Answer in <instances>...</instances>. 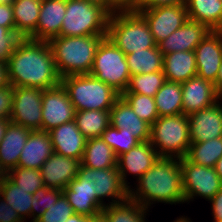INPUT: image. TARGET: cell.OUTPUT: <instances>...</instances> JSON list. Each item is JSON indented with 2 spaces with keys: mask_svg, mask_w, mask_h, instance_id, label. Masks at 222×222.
I'll return each instance as SVG.
<instances>
[{
  "mask_svg": "<svg viewBox=\"0 0 222 222\" xmlns=\"http://www.w3.org/2000/svg\"><path fill=\"white\" fill-rule=\"evenodd\" d=\"M8 82L13 87L43 90L61 84L49 43L22 38L7 63Z\"/></svg>",
  "mask_w": 222,
  "mask_h": 222,
  "instance_id": "cell-1",
  "label": "cell"
},
{
  "mask_svg": "<svg viewBox=\"0 0 222 222\" xmlns=\"http://www.w3.org/2000/svg\"><path fill=\"white\" fill-rule=\"evenodd\" d=\"M134 185L129 199L151 210L155 204H185L180 159L159 157ZM154 204V205H153Z\"/></svg>",
  "mask_w": 222,
  "mask_h": 222,
  "instance_id": "cell-2",
  "label": "cell"
},
{
  "mask_svg": "<svg viewBox=\"0 0 222 222\" xmlns=\"http://www.w3.org/2000/svg\"><path fill=\"white\" fill-rule=\"evenodd\" d=\"M106 36H57L49 40L60 77L89 74L97 49Z\"/></svg>",
  "mask_w": 222,
  "mask_h": 222,
  "instance_id": "cell-3",
  "label": "cell"
},
{
  "mask_svg": "<svg viewBox=\"0 0 222 222\" xmlns=\"http://www.w3.org/2000/svg\"><path fill=\"white\" fill-rule=\"evenodd\" d=\"M107 37L125 55L154 48L148 23L138 11H118L109 16Z\"/></svg>",
  "mask_w": 222,
  "mask_h": 222,
  "instance_id": "cell-4",
  "label": "cell"
},
{
  "mask_svg": "<svg viewBox=\"0 0 222 222\" xmlns=\"http://www.w3.org/2000/svg\"><path fill=\"white\" fill-rule=\"evenodd\" d=\"M61 84L76 111L110 110L121 97L113 87L90 74L61 78Z\"/></svg>",
  "mask_w": 222,
  "mask_h": 222,
  "instance_id": "cell-5",
  "label": "cell"
},
{
  "mask_svg": "<svg viewBox=\"0 0 222 222\" xmlns=\"http://www.w3.org/2000/svg\"><path fill=\"white\" fill-rule=\"evenodd\" d=\"M159 157L182 159L191 144L185 114L158 117L151 125L150 140Z\"/></svg>",
  "mask_w": 222,
  "mask_h": 222,
  "instance_id": "cell-6",
  "label": "cell"
},
{
  "mask_svg": "<svg viewBox=\"0 0 222 222\" xmlns=\"http://www.w3.org/2000/svg\"><path fill=\"white\" fill-rule=\"evenodd\" d=\"M110 14L87 0H66L60 36L107 35Z\"/></svg>",
  "mask_w": 222,
  "mask_h": 222,
  "instance_id": "cell-7",
  "label": "cell"
},
{
  "mask_svg": "<svg viewBox=\"0 0 222 222\" xmlns=\"http://www.w3.org/2000/svg\"><path fill=\"white\" fill-rule=\"evenodd\" d=\"M89 74L113 87L120 94L125 92L131 77L126 55L107 36L97 49Z\"/></svg>",
  "mask_w": 222,
  "mask_h": 222,
  "instance_id": "cell-8",
  "label": "cell"
},
{
  "mask_svg": "<svg viewBox=\"0 0 222 222\" xmlns=\"http://www.w3.org/2000/svg\"><path fill=\"white\" fill-rule=\"evenodd\" d=\"M185 203L203 198L209 201L221 188L222 181L215 167H206L190 162L186 157L180 159Z\"/></svg>",
  "mask_w": 222,
  "mask_h": 222,
  "instance_id": "cell-9",
  "label": "cell"
},
{
  "mask_svg": "<svg viewBox=\"0 0 222 222\" xmlns=\"http://www.w3.org/2000/svg\"><path fill=\"white\" fill-rule=\"evenodd\" d=\"M77 175L83 179L84 184L96 191L97 199L104 206L121 203L129 198V189L123 184L117 167L91 169L80 165Z\"/></svg>",
  "mask_w": 222,
  "mask_h": 222,
  "instance_id": "cell-10",
  "label": "cell"
},
{
  "mask_svg": "<svg viewBox=\"0 0 222 222\" xmlns=\"http://www.w3.org/2000/svg\"><path fill=\"white\" fill-rule=\"evenodd\" d=\"M43 89L13 87L10 121L31 131L41 130Z\"/></svg>",
  "mask_w": 222,
  "mask_h": 222,
  "instance_id": "cell-11",
  "label": "cell"
},
{
  "mask_svg": "<svg viewBox=\"0 0 222 222\" xmlns=\"http://www.w3.org/2000/svg\"><path fill=\"white\" fill-rule=\"evenodd\" d=\"M137 11L148 23L156 45L164 41L188 20L185 4L139 8Z\"/></svg>",
  "mask_w": 222,
  "mask_h": 222,
  "instance_id": "cell-12",
  "label": "cell"
},
{
  "mask_svg": "<svg viewBox=\"0 0 222 222\" xmlns=\"http://www.w3.org/2000/svg\"><path fill=\"white\" fill-rule=\"evenodd\" d=\"M75 113V107L62 84L43 90L42 131L49 132L63 123L73 121Z\"/></svg>",
  "mask_w": 222,
  "mask_h": 222,
  "instance_id": "cell-13",
  "label": "cell"
},
{
  "mask_svg": "<svg viewBox=\"0 0 222 222\" xmlns=\"http://www.w3.org/2000/svg\"><path fill=\"white\" fill-rule=\"evenodd\" d=\"M159 159L150 141L139 142L128 152L117 157V168L123 184L129 189L132 185L130 175L137 181ZM129 173V174H128Z\"/></svg>",
  "mask_w": 222,
  "mask_h": 222,
  "instance_id": "cell-14",
  "label": "cell"
},
{
  "mask_svg": "<svg viewBox=\"0 0 222 222\" xmlns=\"http://www.w3.org/2000/svg\"><path fill=\"white\" fill-rule=\"evenodd\" d=\"M191 143L222 137V100L188 115Z\"/></svg>",
  "mask_w": 222,
  "mask_h": 222,
  "instance_id": "cell-15",
  "label": "cell"
},
{
  "mask_svg": "<svg viewBox=\"0 0 222 222\" xmlns=\"http://www.w3.org/2000/svg\"><path fill=\"white\" fill-rule=\"evenodd\" d=\"M194 52L197 75L214 84L222 64V31H211Z\"/></svg>",
  "mask_w": 222,
  "mask_h": 222,
  "instance_id": "cell-16",
  "label": "cell"
},
{
  "mask_svg": "<svg viewBox=\"0 0 222 222\" xmlns=\"http://www.w3.org/2000/svg\"><path fill=\"white\" fill-rule=\"evenodd\" d=\"M211 31L206 24L188 19L157 46L163 55L173 52L194 51Z\"/></svg>",
  "mask_w": 222,
  "mask_h": 222,
  "instance_id": "cell-17",
  "label": "cell"
},
{
  "mask_svg": "<svg viewBox=\"0 0 222 222\" xmlns=\"http://www.w3.org/2000/svg\"><path fill=\"white\" fill-rule=\"evenodd\" d=\"M183 114L189 115L207 108L220 99L212 82L198 75L181 83Z\"/></svg>",
  "mask_w": 222,
  "mask_h": 222,
  "instance_id": "cell-18",
  "label": "cell"
},
{
  "mask_svg": "<svg viewBox=\"0 0 222 222\" xmlns=\"http://www.w3.org/2000/svg\"><path fill=\"white\" fill-rule=\"evenodd\" d=\"M81 161L53 152L40 168L44 186L64 190L79 171Z\"/></svg>",
  "mask_w": 222,
  "mask_h": 222,
  "instance_id": "cell-19",
  "label": "cell"
},
{
  "mask_svg": "<svg viewBox=\"0 0 222 222\" xmlns=\"http://www.w3.org/2000/svg\"><path fill=\"white\" fill-rule=\"evenodd\" d=\"M66 0H42L36 30L28 37L36 41H49L60 36Z\"/></svg>",
  "mask_w": 222,
  "mask_h": 222,
  "instance_id": "cell-20",
  "label": "cell"
},
{
  "mask_svg": "<svg viewBox=\"0 0 222 222\" xmlns=\"http://www.w3.org/2000/svg\"><path fill=\"white\" fill-rule=\"evenodd\" d=\"M49 134L54 153L82 160L87 138L81 134L74 120L53 128Z\"/></svg>",
  "mask_w": 222,
  "mask_h": 222,
  "instance_id": "cell-21",
  "label": "cell"
},
{
  "mask_svg": "<svg viewBox=\"0 0 222 222\" xmlns=\"http://www.w3.org/2000/svg\"><path fill=\"white\" fill-rule=\"evenodd\" d=\"M75 214L97 216L105 207L96 197V191L83 183L78 175L63 190Z\"/></svg>",
  "mask_w": 222,
  "mask_h": 222,
  "instance_id": "cell-22",
  "label": "cell"
},
{
  "mask_svg": "<svg viewBox=\"0 0 222 222\" xmlns=\"http://www.w3.org/2000/svg\"><path fill=\"white\" fill-rule=\"evenodd\" d=\"M110 125L118 129H127L139 142L150 140L151 125L140 119L122 97L110 109Z\"/></svg>",
  "mask_w": 222,
  "mask_h": 222,
  "instance_id": "cell-23",
  "label": "cell"
},
{
  "mask_svg": "<svg viewBox=\"0 0 222 222\" xmlns=\"http://www.w3.org/2000/svg\"><path fill=\"white\" fill-rule=\"evenodd\" d=\"M52 139L49 132L30 131L27 142L18 160V166L40 170L44 162L53 154Z\"/></svg>",
  "mask_w": 222,
  "mask_h": 222,
  "instance_id": "cell-24",
  "label": "cell"
},
{
  "mask_svg": "<svg viewBox=\"0 0 222 222\" xmlns=\"http://www.w3.org/2000/svg\"><path fill=\"white\" fill-rule=\"evenodd\" d=\"M30 131L22 125L11 121L0 143V164L9 172L18 166L22 149L27 142Z\"/></svg>",
  "mask_w": 222,
  "mask_h": 222,
  "instance_id": "cell-25",
  "label": "cell"
},
{
  "mask_svg": "<svg viewBox=\"0 0 222 222\" xmlns=\"http://www.w3.org/2000/svg\"><path fill=\"white\" fill-rule=\"evenodd\" d=\"M163 72L166 80L184 83L197 75L194 51L173 52L164 55Z\"/></svg>",
  "mask_w": 222,
  "mask_h": 222,
  "instance_id": "cell-26",
  "label": "cell"
},
{
  "mask_svg": "<svg viewBox=\"0 0 222 222\" xmlns=\"http://www.w3.org/2000/svg\"><path fill=\"white\" fill-rule=\"evenodd\" d=\"M185 5L188 19L222 31V0H187Z\"/></svg>",
  "mask_w": 222,
  "mask_h": 222,
  "instance_id": "cell-27",
  "label": "cell"
},
{
  "mask_svg": "<svg viewBox=\"0 0 222 222\" xmlns=\"http://www.w3.org/2000/svg\"><path fill=\"white\" fill-rule=\"evenodd\" d=\"M42 0H14L13 14L15 32L28 38L37 27Z\"/></svg>",
  "mask_w": 222,
  "mask_h": 222,
  "instance_id": "cell-28",
  "label": "cell"
},
{
  "mask_svg": "<svg viewBox=\"0 0 222 222\" xmlns=\"http://www.w3.org/2000/svg\"><path fill=\"white\" fill-rule=\"evenodd\" d=\"M81 165L91 169L117 167V157L102 138L87 139Z\"/></svg>",
  "mask_w": 222,
  "mask_h": 222,
  "instance_id": "cell-29",
  "label": "cell"
},
{
  "mask_svg": "<svg viewBox=\"0 0 222 222\" xmlns=\"http://www.w3.org/2000/svg\"><path fill=\"white\" fill-rule=\"evenodd\" d=\"M74 121L87 139L101 138L102 133L110 125V110L76 111Z\"/></svg>",
  "mask_w": 222,
  "mask_h": 222,
  "instance_id": "cell-30",
  "label": "cell"
},
{
  "mask_svg": "<svg viewBox=\"0 0 222 222\" xmlns=\"http://www.w3.org/2000/svg\"><path fill=\"white\" fill-rule=\"evenodd\" d=\"M154 99L159 117L183 114L181 83L166 80Z\"/></svg>",
  "mask_w": 222,
  "mask_h": 222,
  "instance_id": "cell-31",
  "label": "cell"
},
{
  "mask_svg": "<svg viewBox=\"0 0 222 222\" xmlns=\"http://www.w3.org/2000/svg\"><path fill=\"white\" fill-rule=\"evenodd\" d=\"M149 211L128 198L121 203L106 205L101 213L107 222H148Z\"/></svg>",
  "mask_w": 222,
  "mask_h": 222,
  "instance_id": "cell-32",
  "label": "cell"
},
{
  "mask_svg": "<svg viewBox=\"0 0 222 222\" xmlns=\"http://www.w3.org/2000/svg\"><path fill=\"white\" fill-rule=\"evenodd\" d=\"M129 72L132 75L163 71L164 55L156 45L154 48L140 50L126 55Z\"/></svg>",
  "mask_w": 222,
  "mask_h": 222,
  "instance_id": "cell-33",
  "label": "cell"
},
{
  "mask_svg": "<svg viewBox=\"0 0 222 222\" xmlns=\"http://www.w3.org/2000/svg\"><path fill=\"white\" fill-rule=\"evenodd\" d=\"M222 157V137L191 143L186 158L197 165L215 167Z\"/></svg>",
  "mask_w": 222,
  "mask_h": 222,
  "instance_id": "cell-34",
  "label": "cell"
},
{
  "mask_svg": "<svg viewBox=\"0 0 222 222\" xmlns=\"http://www.w3.org/2000/svg\"><path fill=\"white\" fill-rule=\"evenodd\" d=\"M0 195L27 222L30 219L32 194L13 184L8 178L0 185Z\"/></svg>",
  "mask_w": 222,
  "mask_h": 222,
  "instance_id": "cell-35",
  "label": "cell"
},
{
  "mask_svg": "<svg viewBox=\"0 0 222 222\" xmlns=\"http://www.w3.org/2000/svg\"><path fill=\"white\" fill-rule=\"evenodd\" d=\"M165 81L163 71L135 74L130 77L128 86L123 93H136L154 98Z\"/></svg>",
  "mask_w": 222,
  "mask_h": 222,
  "instance_id": "cell-36",
  "label": "cell"
},
{
  "mask_svg": "<svg viewBox=\"0 0 222 222\" xmlns=\"http://www.w3.org/2000/svg\"><path fill=\"white\" fill-rule=\"evenodd\" d=\"M121 97L130 105L137 116L152 125L159 117L155 99L136 93H122Z\"/></svg>",
  "mask_w": 222,
  "mask_h": 222,
  "instance_id": "cell-37",
  "label": "cell"
},
{
  "mask_svg": "<svg viewBox=\"0 0 222 222\" xmlns=\"http://www.w3.org/2000/svg\"><path fill=\"white\" fill-rule=\"evenodd\" d=\"M7 178L13 184L32 195L35 193L36 190L44 187L41 172L37 169H28L17 166L16 168L8 172Z\"/></svg>",
  "mask_w": 222,
  "mask_h": 222,
  "instance_id": "cell-38",
  "label": "cell"
},
{
  "mask_svg": "<svg viewBox=\"0 0 222 222\" xmlns=\"http://www.w3.org/2000/svg\"><path fill=\"white\" fill-rule=\"evenodd\" d=\"M101 138L112 148L116 157L128 152L139 143L133 134L127 132V129H118L111 125L102 133Z\"/></svg>",
  "mask_w": 222,
  "mask_h": 222,
  "instance_id": "cell-39",
  "label": "cell"
},
{
  "mask_svg": "<svg viewBox=\"0 0 222 222\" xmlns=\"http://www.w3.org/2000/svg\"><path fill=\"white\" fill-rule=\"evenodd\" d=\"M62 194V190L47 188L46 186L36 190L32 195V207L29 222H35L52 204L56 203Z\"/></svg>",
  "mask_w": 222,
  "mask_h": 222,
  "instance_id": "cell-40",
  "label": "cell"
},
{
  "mask_svg": "<svg viewBox=\"0 0 222 222\" xmlns=\"http://www.w3.org/2000/svg\"><path fill=\"white\" fill-rule=\"evenodd\" d=\"M74 214L67 198L62 194L55 204H52L35 222H68Z\"/></svg>",
  "mask_w": 222,
  "mask_h": 222,
  "instance_id": "cell-41",
  "label": "cell"
},
{
  "mask_svg": "<svg viewBox=\"0 0 222 222\" xmlns=\"http://www.w3.org/2000/svg\"><path fill=\"white\" fill-rule=\"evenodd\" d=\"M22 38L15 32L10 31L6 27L0 26V61L8 63L9 57L12 55L17 43Z\"/></svg>",
  "mask_w": 222,
  "mask_h": 222,
  "instance_id": "cell-42",
  "label": "cell"
},
{
  "mask_svg": "<svg viewBox=\"0 0 222 222\" xmlns=\"http://www.w3.org/2000/svg\"><path fill=\"white\" fill-rule=\"evenodd\" d=\"M13 102V86L7 85L0 88V119L11 118Z\"/></svg>",
  "mask_w": 222,
  "mask_h": 222,
  "instance_id": "cell-43",
  "label": "cell"
},
{
  "mask_svg": "<svg viewBox=\"0 0 222 222\" xmlns=\"http://www.w3.org/2000/svg\"><path fill=\"white\" fill-rule=\"evenodd\" d=\"M0 26L8 28L10 31H15L12 4L0 3Z\"/></svg>",
  "mask_w": 222,
  "mask_h": 222,
  "instance_id": "cell-44",
  "label": "cell"
},
{
  "mask_svg": "<svg viewBox=\"0 0 222 222\" xmlns=\"http://www.w3.org/2000/svg\"><path fill=\"white\" fill-rule=\"evenodd\" d=\"M0 222H24L0 195Z\"/></svg>",
  "mask_w": 222,
  "mask_h": 222,
  "instance_id": "cell-45",
  "label": "cell"
},
{
  "mask_svg": "<svg viewBox=\"0 0 222 222\" xmlns=\"http://www.w3.org/2000/svg\"><path fill=\"white\" fill-rule=\"evenodd\" d=\"M213 216L212 222L222 220V188L208 201Z\"/></svg>",
  "mask_w": 222,
  "mask_h": 222,
  "instance_id": "cell-46",
  "label": "cell"
},
{
  "mask_svg": "<svg viewBox=\"0 0 222 222\" xmlns=\"http://www.w3.org/2000/svg\"><path fill=\"white\" fill-rule=\"evenodd\" d=\"M141 0H109V4L118 11H137Z\"/></svg>",
  "mask_w": 222,
  "mask_h": 222,
  "instance_id": "cell-47",
  "label": "cell"
},
{
  "mask_svg": "<svg viewBox=\"0 0 222 222\" xmlns=\"http://www.w3.org/2000/svg\"><path fill=\"white\" fill-rule=\"evenodd\" d=\"M187 0H141L139 8H153L164 5L186 4Z\"/></svg>",
  "mask_w": 222,
  "mask_h": 222,
  "instance_id": "cell-48",
  "label": "cell"
},
{
  "mask_svg": "<svg viewBox=\"0 0 222 222\" xmlns=\"http://www.w3.org/2000/svg\"><path fill=\"white\" fill-rule=\"evenodd\" d=\"M9 85L7 64L0 61V88Z\"/></svg>",
  "mask_w": 222,
  "mask_h": 222,
  "instance_id": "cell-49",
  "label": "cell"
},
{
  "mask_svg": "<svg viewBox=\"0 0 222 222\" xmlns=\"http://www.w3.org/2000/svg\"><path fill=\"white\" fill-rule=\"evenodd\" d=\"M88 2H91L93 4L100 5L102 8H104L110 15L117 12L110 4L109 0H87Z\"/></svg>",
  "mask_w": 222,
  "mask_h": 222,
  "instance_id": "cell-50",
  "label": "cell"
},
{
  "mask_svg": "<svg viewBox=\"0 0 222 222\" xmlns=\"http://www.w3.org/2000/svg\"><path fill=\"white\" fill-rule=\"evenodd\" d=\"M216 92L218 93V97L222 100V64L220 65L218 77L214 83Z\"/></svg>",
  "mask_w": 222,
  "mask_h": 222,
  "instance_id": "cell-51",
  "label": "cell"
},
{
  "mask_svg": "<svg viewBox=\"0 0 222 222\" xmlns=\"http://www.w3.org/2000/svg\"><path fill=\"white\" fill-rule=\"evenodd\" d=\"M9 122L10 120L8 119H0V143L4 137V134L7 130Z\"/></svg>",
  "mask_w": 222,
  "mask_h": 222,
  "instance_id": "cell-52",
  "label": "cell"
},
{
  "mask_svg": "<svg viewBox=\"0 0 222 222\" xmlns=\"http://www.w3.org/2000/svg\"><path fill=\"white\" fill-rule=\"evenodd\" d=\"M68 222H87V216L74 213L68 218Z\"/></svg>",
  "mask_w": 222,
  "mask_h": 222,
  "instance_id": "cell-53",
  "label": "cell"
},
{
  "mask_svg": "<svg viewBox=\"0 0 222 222\" xmlns=\"http://www.w3.org/2000/svg\"><path fill=\"white\" fill-rule=\"evenodd\" d=\"M87 222H107L104 215L99 213L97 216H87Z\"/></svg>",
  "mask_w": 222,
  "mask_h": 222,
  "instance_id": "cell-54",
  "label": "cell"
},
{
  "mask_svg": "<svg viewBox=\"0 0 222 222\" xmlns=\"http://www.w3.org/2000/svg\"><path fill=\"white\" fill-rule=\"evenodd\" d=\"M8 171L0 164V185L7 179Z\"/></svg>",
  "mask_w": 222,
  "mask_h": 222,
  "instance_id": "cell-55",
  "label": "cell"
},
{
  "mask_svg": "<svg viewBox=\"0 0 222 222\" xmlns=\"http://www.w3.org/2000/svg\"><path fill=\"white\" fill-rule=\"evenodd\" d=\"M215 170L222 181V157L217 161V163L215 165Z\"/></svg>",
  "mask_w": 222,
  "mask_h": 222,
  "instance_id": "cell-56",
  "label": "cell"
},
{
  "mask_svg": "<svg viewBox=\"0 0 222 222\" xmlns=\"http://www.w3.org/2000/svg\"><path fill=\"white\" fill-rule=\"evenodd\" d=\"M171 222H193V221L188 216L180 215L179 217L177 216V218H175V220H173Z\"/></svg>",
  "mask_w": 222,
  "mask_h": 222,
  "instance_id": "cell-57",
  "label": "cell"
},
{
  "mask_svg": "<svg viewBox=\"0 0 222 222\" xmlns=\"http://www.w3.org/2000/svg\"><path fill=\"white\" fill-rule=\"evenodd\" d=\"M14 0H0V3L13 4Z\"/></svg>",
  "mask_w": 222,
  "mask_h": 222,
  "instance_id": "cell-58",
  "label": "cell"
}]
</instances>
